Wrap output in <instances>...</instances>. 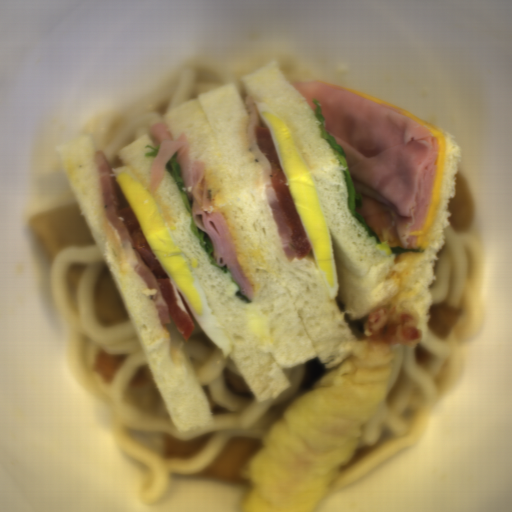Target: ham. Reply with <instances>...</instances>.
<instances>
[{"label": "ham", "instance_id": "1", "mask_svg": "<svg viewBox=\"0 0 512 512\" xmlns=\"http://www.w3.org/2000/svg\"><path fill=\"white\" fill-rule=\"evenodd\" d=\"M340 145L355 193L384 203L403 249H418L410 232L424 228L437 171L439 142L429 129L387 104L322 82H292Z\"/></svg>", "mask_w": 512, "mask_h": 512}, {"label": "ham", "instance_id": "4", "mask_svg": "<svg viewBox=\"0 0 512 512\" xmlns=\"http://www.w3.org/2000/svg\"><path fill=\"white\" fill-rule=\"evenodd\" d=\"M244 106L249 115V123L247 129L249 149L262 166L263 175L265 178L264 194L267 198L270 213L277 226V233L280 238L281 247L283 249L287 262L290 264L293 262L294 259H297V251L294 247L292 239L293 230L286 223L283 208L279 202L277 192L272 186L271 163L266 158V156L261 153L256 142L255 126L259 124V120L252 96L249 95L245 97Z\"/></svg>", "mask_w": 512, "mask_h": 512}, {"label": "ham", "instance_id": "3", "mask_svg": "<svg viewBox=\"0 0 512 512\" xmlns=\"http://www.w3.org/2000/svg\"><path fill=\"white\" fill-rule=\"evenodd\" d=\"M93 159L99 180L102 209L105 218L116 229L122 250L132 268L146 283L147 295L154 305L160 323L171 324L168 306L162 297L158 282L145 264L139 253L135 250L130 232L117 215V198L110 172L108 159L102 150L93 153Z\"/></svg>", "mask_w": 512, "mask_h": 512}, {"label": "ham", "instance_id": "2", "mask_svg": "<svg viewBox=\"0 0 512 512\" xmlns=\"http://www.w3.org/2000/svg\"><path fill=\"white\" fill-rule=\"evenodd\" d=\"M168 128L166 122H157L149 127V132L154 138L153 146L160 145L157 156L151 164L150 192H155L164 176L166 164L177 152L175 162L180 165L179 175L183 181L182 188L189 200H192L191 215L194 224L209 236L213 248V258L217 265L222 267L227 265L243 295L253 302L255 287L245 276L238 261L237 251L225 215L215 208L208 198L205 163L191 159L190 144L185 132H181L174 139Z\"/></svg>", "mask_w": 512, "mask_h": 512}]
</instances>
